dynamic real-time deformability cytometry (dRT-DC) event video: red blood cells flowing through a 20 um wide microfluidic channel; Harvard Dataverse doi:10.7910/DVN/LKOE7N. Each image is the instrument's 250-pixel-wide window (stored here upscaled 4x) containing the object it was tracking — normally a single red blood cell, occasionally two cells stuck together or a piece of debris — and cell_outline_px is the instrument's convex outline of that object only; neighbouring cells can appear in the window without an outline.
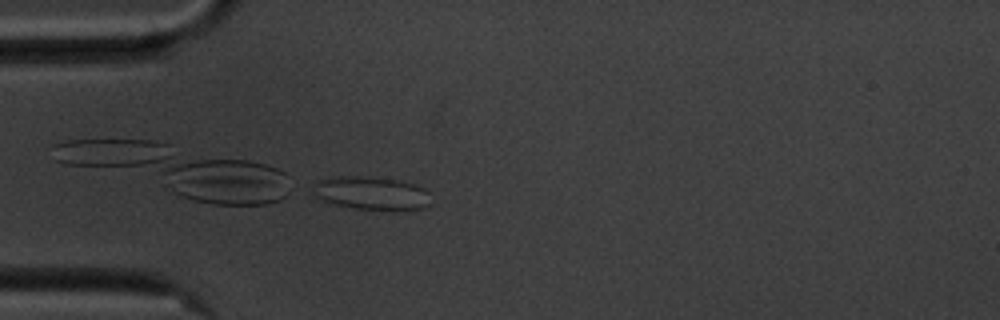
{"species": "common noctule bat (a hibernating species)", "species_latin": "Nyctalus noctula", "temperature_condition": "cold", "stored_images_in_passage": 16, "camera_frame_rate_fps": 3000, "um_per_image_px": 0.085, "animal": {"sex": "male", "body_mass_g": 20.1, "forearm_length_mm": 53.5}, "frame": {"image": 1, "passage_image": 16, "time_ms": 5.0, "image_size_px": [1000, 320], "cell_outline_px": [[428, 204], [424, 208], [352, 208], [332, 204], [320, 200], [312, 192], [316, 180], [328, 176], [360, 176], [396, 180], [416, 184], [424, 188], [428, 192]], "centroid_in_image_um": [31.45, 16.38], "position_along_channel_um": 53.5, "area_um2": 22.43}}